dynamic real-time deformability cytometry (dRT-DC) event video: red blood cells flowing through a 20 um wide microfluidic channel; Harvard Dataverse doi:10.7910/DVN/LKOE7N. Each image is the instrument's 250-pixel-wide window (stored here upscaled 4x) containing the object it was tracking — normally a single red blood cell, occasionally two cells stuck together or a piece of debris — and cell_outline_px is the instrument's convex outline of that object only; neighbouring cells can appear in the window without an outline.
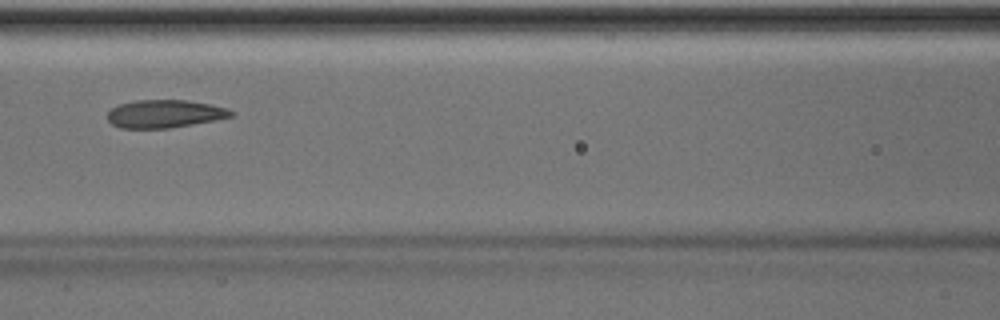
{"species": "Egyptian fruit bat (a non-hibernating species)", "species_latin": "Rousettus aegyptiacus", "temperature_condition": "room temperature", "stored_images_in_passage": 42, "camera_frame_rate_fps": 3000, "um_per_image_px": 0.085, "animal": {"sex": "male"}, "frame": {"image": 1, "passage_image": 19, "time_ms": 6.0, "image_size_px": [1000, 320], "cell_outline_px": [[236, 112], [232, 116], [216, 120], [168, 128], [120, 128], [112, 124], [108, 120], [108, 112], [112, 108], [120, 104], [136, 100], [188, 100], [212, 104], [228, 108]], "centroid_in_image_um": [14.04, 9.67], "position_along_channel_um": 152.6, "area_um2": 20.17}}